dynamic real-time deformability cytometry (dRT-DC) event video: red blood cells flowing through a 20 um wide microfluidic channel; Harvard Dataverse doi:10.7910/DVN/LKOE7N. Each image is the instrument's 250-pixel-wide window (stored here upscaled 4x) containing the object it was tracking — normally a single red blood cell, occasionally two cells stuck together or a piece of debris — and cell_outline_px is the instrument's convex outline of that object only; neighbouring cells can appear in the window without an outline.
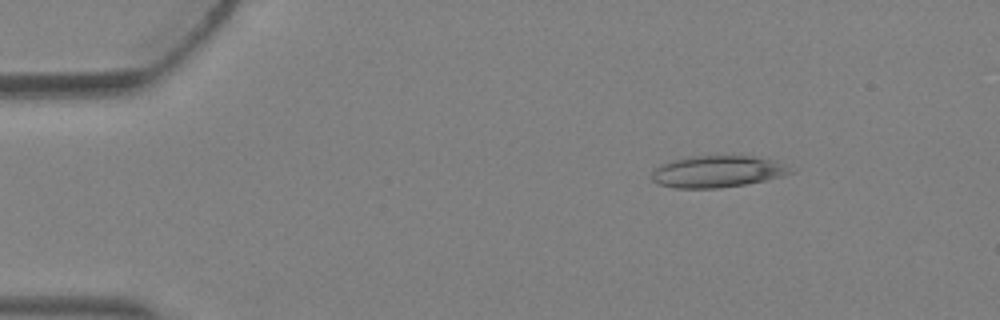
{"species": "Egyptian fruit bat (a non-hibernating species)", "species_latin": "Rousettus aegyptiacus", "temperature_condition": "warm", "stored_images_in_passage": 4, "camera_frame_rate_fps": 3000, "um_per_image_px": 0.085, "animal": {"sex": "female"}, "frame": {"image": 1, "passage_image": 2, "time_ms": 0.333, "image_size_px": [1000, 320], "cell_outline_px": [[796, 172], [764, 180], [744, 184], [720, 188], [676, 188], [660, 184], [652, 180], [652, 172], [660, 164], [672, 160], [692, 156], [752, 156], [776, 160], [784, 164]], "centroid_in_image_um": [60.98, 14.57], "position_along_channel_um": 24.0, "area_um2": 25.49}}
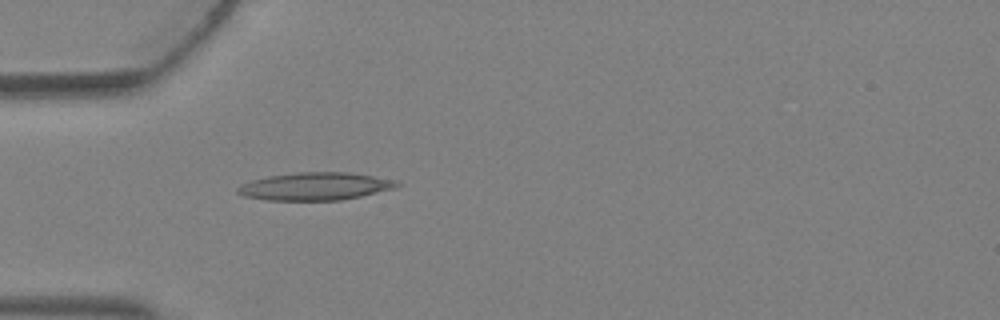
{"frame": {"image": 2, "passage_image": 4, "time_ms": 1.0, "image_size_px": [1000, 320], "cell_outline_px": [[400, 184], [392, 188], [360, 196], [340, 200], [268, 200], [244, 196], [236, 192], [236, 188], [252, 180], [268, 176], [300, 172], [344, 172], [372, 176], [396, 180]], "centroid_in_image_um": [26.75, 15.84], "position_along_channel_um": 58.3, "area_um2": 25.26}}